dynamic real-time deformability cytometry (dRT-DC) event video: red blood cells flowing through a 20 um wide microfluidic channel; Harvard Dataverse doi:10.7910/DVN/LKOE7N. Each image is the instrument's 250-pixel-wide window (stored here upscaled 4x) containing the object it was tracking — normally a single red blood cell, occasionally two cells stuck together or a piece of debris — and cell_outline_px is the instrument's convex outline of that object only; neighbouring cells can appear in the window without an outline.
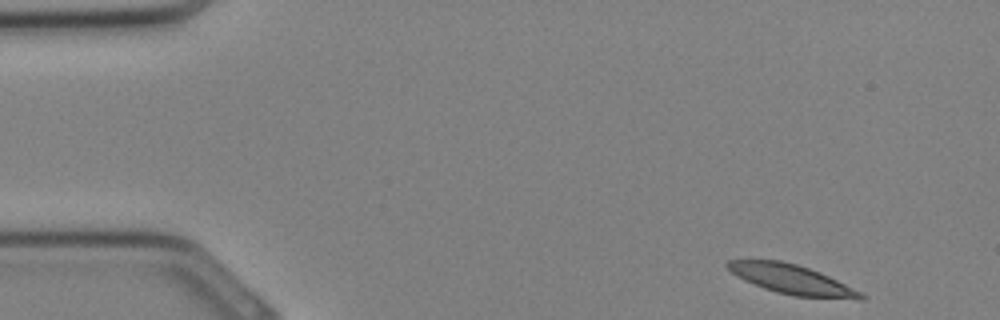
{"species": "Egyptian fruit bat (a non-hibernating species)", "species_latin": "Rousettus aegyptiacus", "temperature_condition": "cold", "stored_images_in_passage": 31, "camera_frame_rate_fps": 3000, "um_per_image_px": 0.085, "animal": {"sex": "female"}, "frame": {"image": 1, "passage_image": 1, "time_ms": 0.0, "image_size_px": [1000, 320], "cell_outline_px": [[864, 300], [860, 300], [792, 296], [776, 292], [764, 288], [744, 280], [732, 272], [724, 264], [728, 260], [780, 260], [796, 264], [820, 272], [860, 292], [864, 296]], "centroid_in_image_um": [67.29, 23.76], "position_along_channel_um": 17.7, "area_um2": 22.66}}
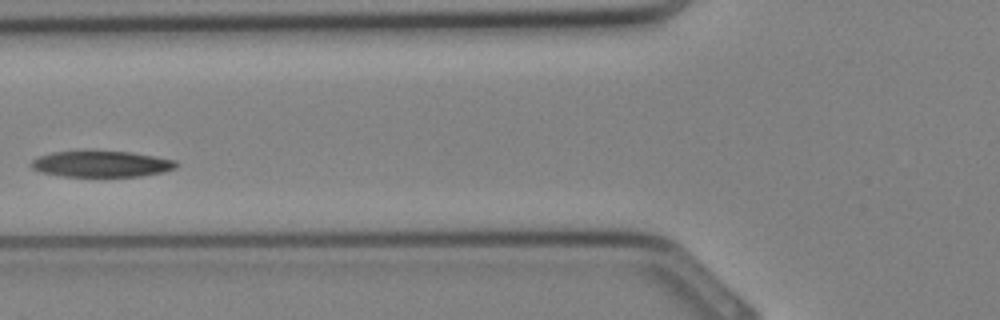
{"frame": {"image": 2, "passage_image": 11, "time_ms": 3.333, "image_size_px": [1000, 320], "cell_outline_px": [[180, 164], [176, 168], [164, 172], [140, 176], [64, 176], [40, 172], [32, 168], [28, 164], [32, 160], [40, 156], [52, 152], [132, 152], [176, 160]], "centroid_in_image_um": [8.65, 13.95], "position_along_channel_um": 117.1, "area_um2": 21.85}}
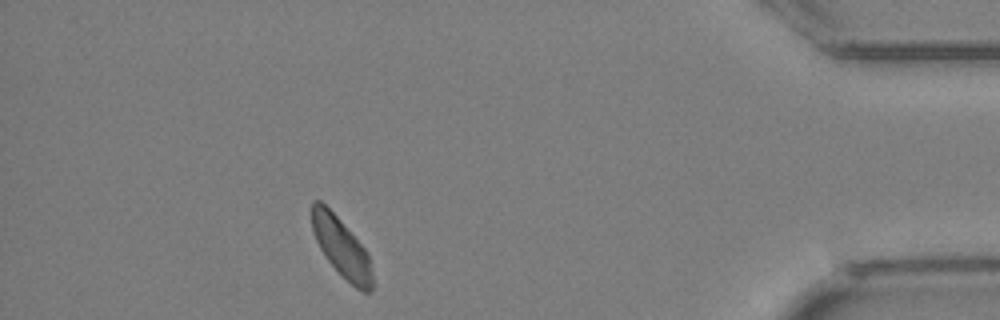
{"frame": {"image": 3, "passage_image": 28, "time_ms": 9.0, "image_size_px": [1000, 320], "cell_outline_px": [[372, 292], [364, 292], [356, 288], [328, 260], [320, 248], [312, 232], [312, 200], [320, 200], [340, 220], [368, 252], [372, 276]], "centroid_in_image_um": [29.02, 21.02], "position_along_channel_um": 406.2, "area_um2": 20.35}}